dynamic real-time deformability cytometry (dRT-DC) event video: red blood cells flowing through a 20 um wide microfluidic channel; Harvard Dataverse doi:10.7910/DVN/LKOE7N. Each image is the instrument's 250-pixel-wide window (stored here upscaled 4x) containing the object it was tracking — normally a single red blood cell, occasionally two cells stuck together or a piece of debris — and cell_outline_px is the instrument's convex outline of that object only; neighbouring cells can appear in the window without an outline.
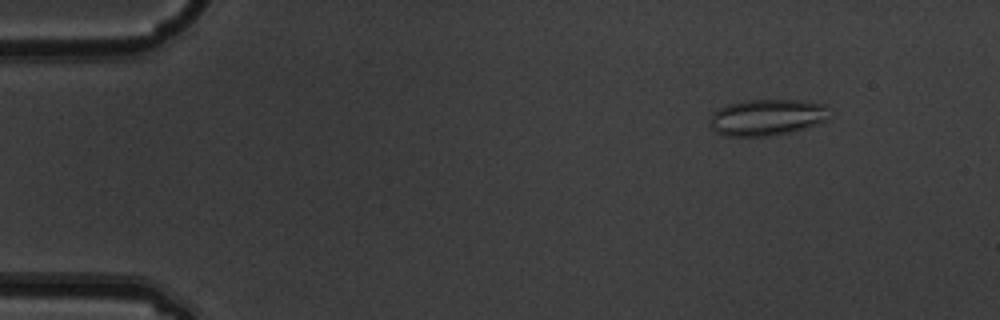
{"species": "common noctule bat (a hibernating species)", "species_latin": "Nyctalus noctula", "temperature_condition": "warm", "stored_images_in_passage": 6, "camera_frame_rate_fps": 3000, "um_per_image_px": 0.085, "animal": {"sex": "male", "body_mass_g": 19.5, "forearm_length_mm": 54.6}, "frame": {"image": 1, "passage_image": 2, "time_ms": 0.333, "image_size_px": [1000, 320], "cell_outline_px": [[828, 104], [824, 120], [804, 128], [772, 136], [724, 136], [716, 132], [712, 128], [712, 116], [720, 108], [728, 104], [744, 100], [800, 100]], "centroid_in_image_um": [65.17, 9.96], "position_along_channel_um": 19.8, "area_um2": 24.85}}
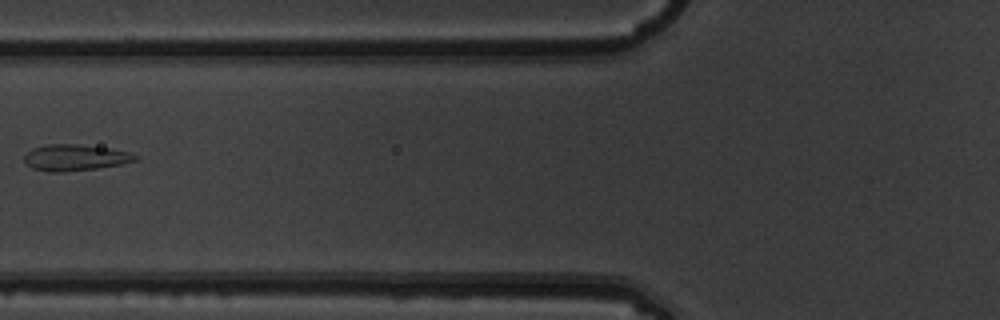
{"frame": {"image": 2, "passage_image": 5, "time_ms": 1.333, "image_size_px": [1000, 320], "cell_outline_px": [[140, 156], [136, 160], [120, 164], [96, 168], [64, 172], [48, 172], [32, 168], [24, 160], [24, 156], [32, 148], [44, 144], [76, 144], [112, 148], [128, 152]], "centroid_in_image_um": [6.37, 13.38], "position_along_channel_um": 119.4, "area_um2": 16.99}}
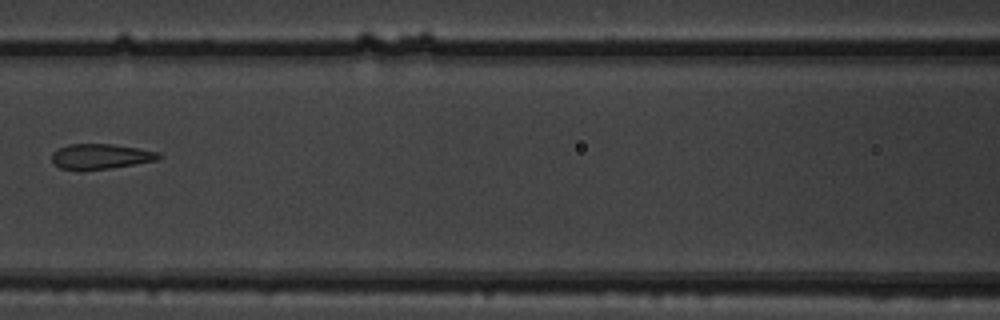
{"frame": {"image": 3, "passage_image": 6, "time_ms": 1.667, "image_size_px": [1000, 320], "cell_outline_px": [[164, 156], [156, 160], [112, 168], [80, 172], [60, 168], [52, 160], [52, 152], [56, 148], [68, 144], [112, 144], [160, 152]], "centroid_in_image_um": [8.51, 13.31], "position_along_channel_um": 158.1, "area_um2": 16.07}}